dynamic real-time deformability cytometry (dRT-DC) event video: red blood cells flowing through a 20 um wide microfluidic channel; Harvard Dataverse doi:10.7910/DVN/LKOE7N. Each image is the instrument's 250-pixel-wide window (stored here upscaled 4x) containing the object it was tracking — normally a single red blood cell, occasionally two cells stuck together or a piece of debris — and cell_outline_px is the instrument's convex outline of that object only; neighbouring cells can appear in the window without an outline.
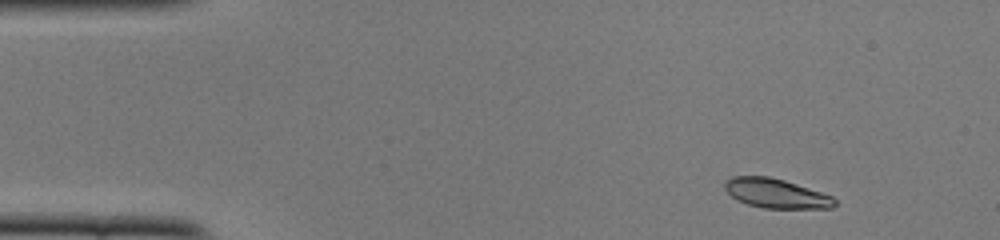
{"species": "common noctule bat (a hibernating species)", "species_latin": "Nyctalus noctula", "temperature_condition": "cold", "stored_images_in_passage": 47, "camera_frame_rate_fps": 3000, "um_per_image_px": 0.085, "animal": {"sex": "female", "body_mass_g": 22.0, "forearm_length_mm": 56.7}, "frame": {"image": 1, "passage_image": 1, "time_ms": 0.0, "image_size_px": [1000, 240], "cell_outline_px": [[836, 204], [832, 208], [764, 208], [748, 204], [736, 200], [724, 188], [724, 180], [732, 176], [768, 176], [784, 180], [832, 196], [836, 200]], "centroid_in_image_um": [65.93, 16.43], "position_along_channel_um": 19.1, "area_um2": 18.73}}
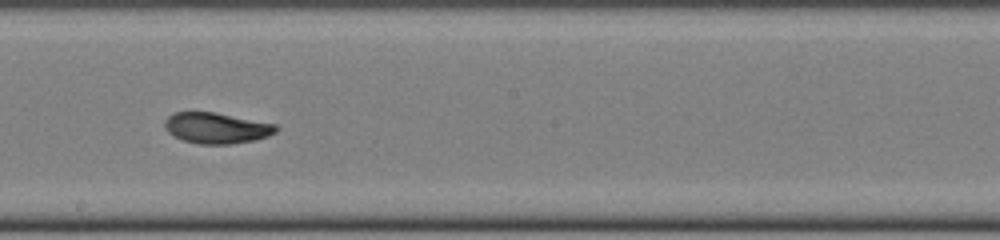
{"frame": {"image": 2, "passage_image": 24, "time_ms": 7.667, "image_size_px": [1000, 240], "cell_outline_px": [[280, 128], [276, 132], [268, 136], [252, 140], [232, 144], [200, 144], [184, 140], [172, 136], [164, 128], [164, 120], [172, 112], [216, 112], [276, 124]], "centroid_in_image_um": [18.38, 10.87], "position_along_channel_um": 229.8, "area_um2": 20.17}}
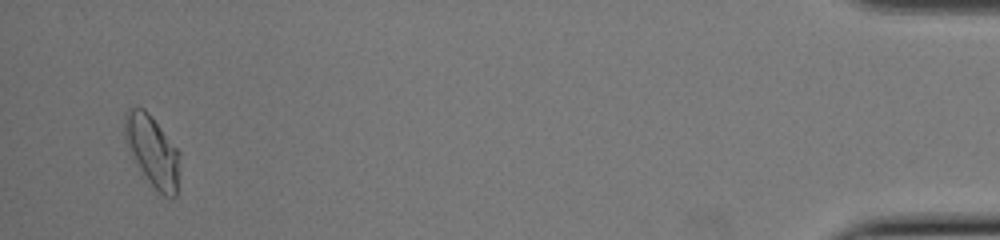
{"frame": {"image": 3, "passage_image": 45, "time_ms": 14.667, "image_size_px": [1000, 240], "cell_outline_px": [[180, 152], [176, 196], [164, 196], [144, 176], [132, 156], [124, 140], [124, 116], [128, 108], [144, 108]], "centroid_in_image_um": [12.93, 12.81], "position_along_channel_um": 422.3, "area_um2": 22.31}, "authors_computed_cell_mechanics": {"area_um2": 20.1722, "velocity_mm_per_s": 3.8992, "shape_relaxation_time_tau1_ms": 3.3471, "shape_relaxation_time_tau2_ms": 1.35, "deformation_change_tau1": 0.1685, "deformation_change_tau2": 0.0545}}